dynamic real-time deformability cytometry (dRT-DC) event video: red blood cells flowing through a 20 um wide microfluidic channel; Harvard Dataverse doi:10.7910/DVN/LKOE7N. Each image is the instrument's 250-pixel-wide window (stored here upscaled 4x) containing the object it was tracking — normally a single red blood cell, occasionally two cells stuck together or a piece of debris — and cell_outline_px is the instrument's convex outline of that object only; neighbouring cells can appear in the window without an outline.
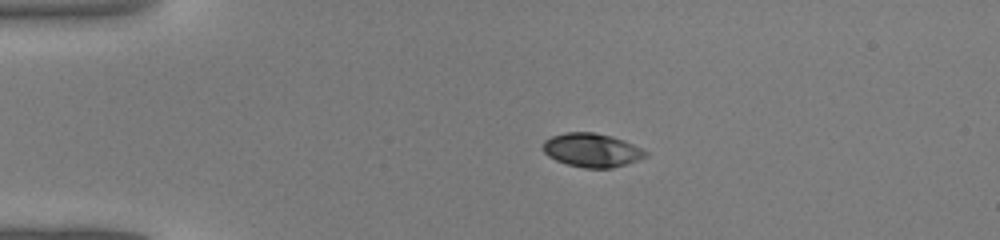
{"species": "common noctule bat (a hibernating species)", "species_latin": "Nyctalus noctula", "temperature_condition": "warm", "stored_images_in_passage": 35, "camera_frame_rate_fps": 3000, "um_per_image_px": 0.085, "animal": {"sex": "male", "body_mass_g": 19.0, "forearm_length_mm": 50.8}, "frame": {"image": 1, "passage_image": 1, "time_ms": 0.0, "image_size_px": [1000, 240], "cell_outline_px": [[648, 156], [612, 168], [584, 168], [568, 164], [556, 160], [548, 156], [544, 152], [544, 140], [552, 136], [564, 132], [592, 132], [612, 136], [624, 140], [644, 148], [648, 152]], "centroid_in_image_um": [50.33, 12.75], "position_along_channel_um": 34.7, "area_um2": 20.17}}
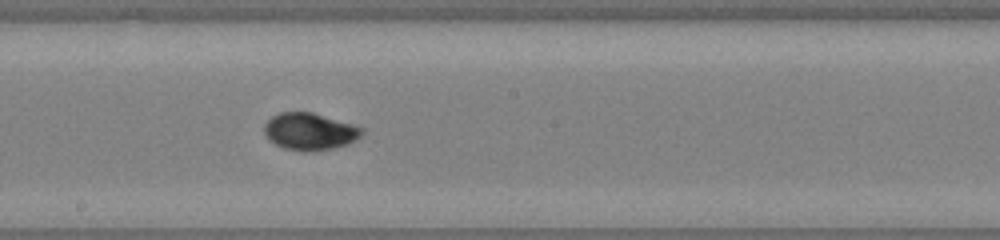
{"frame": {"image": 2, "passage_image": 16, "time_ms": 5.0, "image_size_px": [1000, 240], "cell_outline_px": [[364, 132], [360, 136], [348, 144], [332, 148], [284, 148], [268, 140], [264, 132], [264, 124], [272, 116], [280, 112], [312, 112], [352, 124], [364, 128]], "centroid_in_image_um": [26.32, 11.12], "position_along_channel_um": 221.9, "area_um2": 20.35}}
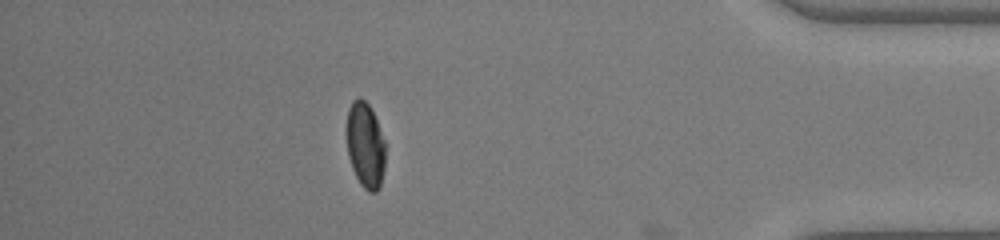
{"frame": {"image": 3, "passage_image": 30, "time_ms": 9.667, "image_size_px": [1000, 240], "cell_outline_px": [[384, 168], [380, 188], [376, 192], [368, 192], [360, 184], [352, 168], [348, 156], [344, 132], [344, 128], [348, 108], [352, 100], [364, 100], [372, 108], [384, 140]], "centroid_in_image_um": [31.01, 12.33], "position_along_channel_um": 404.2, "area_um2": 19.77}}